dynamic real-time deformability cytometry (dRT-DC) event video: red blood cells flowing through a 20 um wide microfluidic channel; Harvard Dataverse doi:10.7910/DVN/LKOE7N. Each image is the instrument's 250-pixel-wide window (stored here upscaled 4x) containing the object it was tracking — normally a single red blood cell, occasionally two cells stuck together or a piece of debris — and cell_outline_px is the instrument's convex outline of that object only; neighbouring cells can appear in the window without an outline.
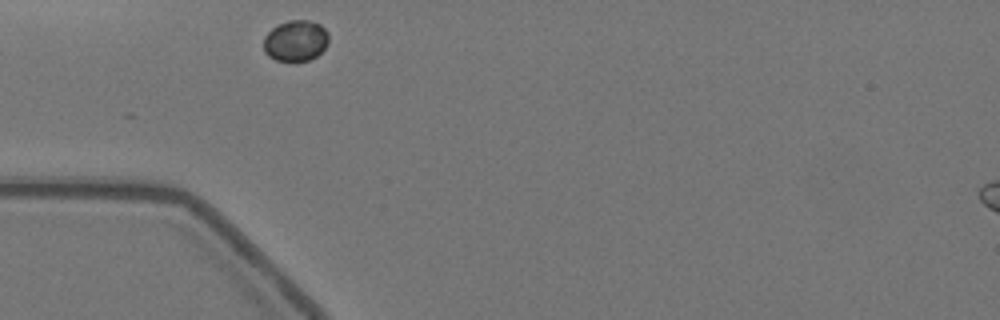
{"species": "Egyptian fruit bat (a non-hibernating species)", "species_latin": "Rousettus aegyptiacus", "temperature_condition": "warm", "stored_images_in_passage": 7, "camera_frame_rate_fps": 3000, "um_per_image_px": 0.085, "animal": {"sex": "female"}, "frame": {"image": 1, "passage_image": 1, "time_ms": 0.0, "image_size_px": [1000, 320], "cell_outline_px": [[328, 44], [316, 56], [308, 60], [292, 64], [276, 60], [268, 56], [264, 52], [264, 36], [276, 24], [288, 20], [308, 20], [320, 24], [328, 32]], "centroid_in_image_um": [25.11, 3.49], "position_along_channel_um": 59.9, "area_um2": 16.01}}
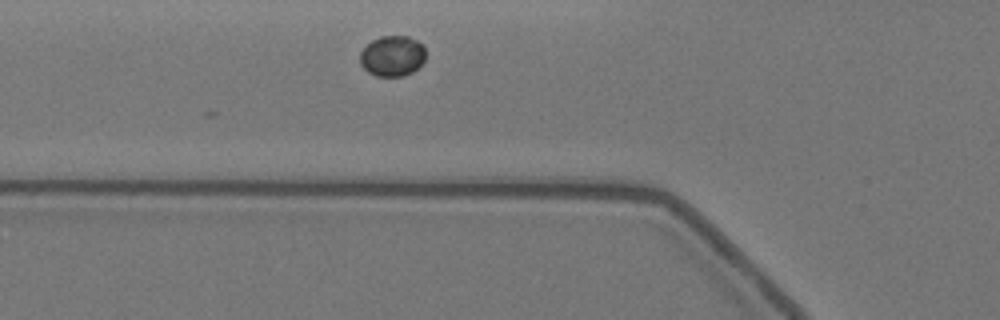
{"frame": {"image": 2, "passage_image": 4, "time_ms": 1.0, "image_size_px": [1000, 320], "cell_outline_px": [[424, 60], [412, 72], [404, 76], [376, 76], [368, 72], [360, 64], [360, 52], [372, 40], [380, 36], [408, 36], [416, 40], [424, 48]], "centroid_in_image_um": [33.32, 4.76], "position_along_channel_um": 92.5, "area_um2": 15.37}}
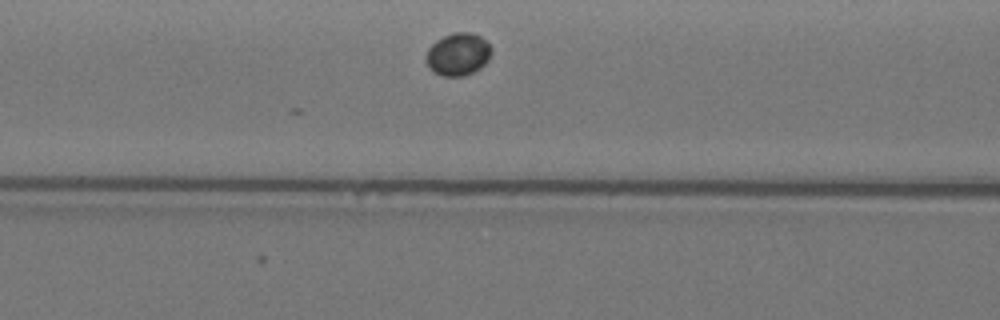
{"frame": {"image": 3, "passage_image": 7, "time_ms": 2.0, "image_size_px": [1000, 320], "cell_outline_px": [[492, 52], [488, 60], [480, 68], [464, 76], [444, 76], [428, 68], [424, 60], [428, 48], [436, 40], [452, 32], [472, 32], [488, 40], [492, 48]], "centroid_in_image_um": [38.94, 4.59], "position_along_channel_um": 127.7, "area_um2": 16.47}}